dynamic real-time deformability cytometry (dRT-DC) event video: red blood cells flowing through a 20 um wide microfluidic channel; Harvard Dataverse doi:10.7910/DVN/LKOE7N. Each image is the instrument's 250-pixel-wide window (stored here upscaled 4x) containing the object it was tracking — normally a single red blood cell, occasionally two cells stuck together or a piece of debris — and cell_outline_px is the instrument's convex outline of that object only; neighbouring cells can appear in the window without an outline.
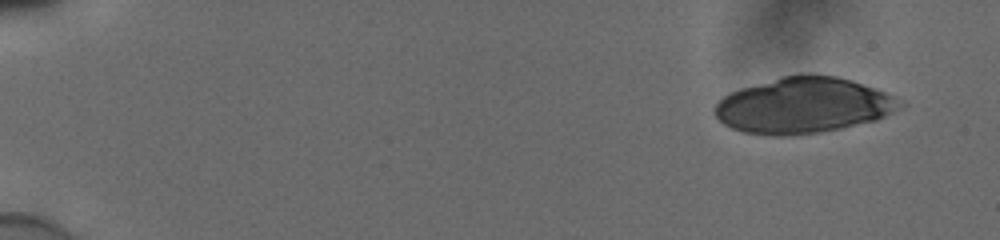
{"species": "human", "species_latin": "Homo sapiens", "temperature_condition": "cold", "stored_images_in_passage": 51, "segment_of_instrument_passage": [1, 2], "camera_frame_rate_fps": 3000, "um_per_image_px": 0.085, "donor": {"sex": "male"}, "frame": {"image": 1, "passage_image": 1, "time_ms": 0.0, "image_size_px": [1000, 240], "cell_outline_px": [[904, 104], [884, 116], [876, 120], [840, 128], [820, 132], [792, 136], [772, 136], [744, 132], [732, 128], [724, 124], [712, 112], [712, 108], [724, 96], [732, 92], [780, 76], [800, 72], [808, 72], [836, 76], [852, 80], [884, 92], [892, 96]], "centroid_in_image_um": [68.24, 8.95], "position_along_channel_um": 16.8, "area_um2": 60.17}}